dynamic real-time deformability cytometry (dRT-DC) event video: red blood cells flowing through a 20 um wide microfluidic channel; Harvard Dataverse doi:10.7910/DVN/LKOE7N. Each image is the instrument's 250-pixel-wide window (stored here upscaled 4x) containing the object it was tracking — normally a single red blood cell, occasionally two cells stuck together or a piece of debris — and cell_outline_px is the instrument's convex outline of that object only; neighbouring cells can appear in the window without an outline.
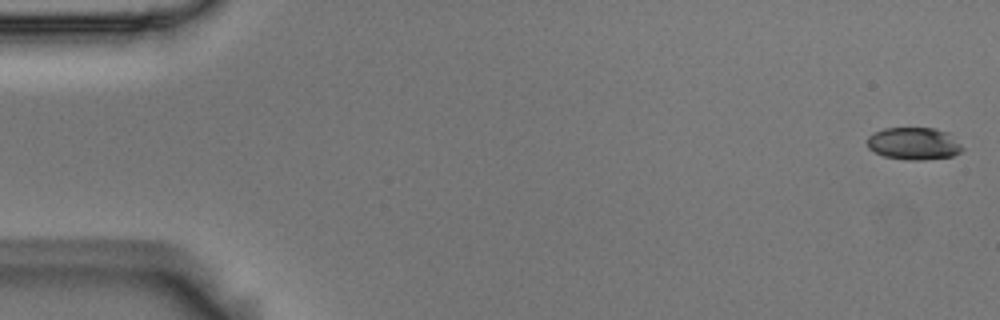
{"species": "Egyptian fruit bat (a non-hibernating species)", "species_latin": "Rousettus aegyptiacus", "temperature_condition": "room temperature", "stored_images_in_passage": 8, "camera_frame_rate_fps": 3000, "um_per_image_px": 0.085, "animal": {"sex": "male"}, "frame": {"image": 1, "passage_image": 1, "time_ms": 0.0, "image_size_px": [1000, 320], "cell_outline_px": [[964, 148], [960, 152], [952, 156], [924, 160], [908, 160], [884, 156], [868, 148], [868, 136], [884, 128], [936, 128], [948, 132]], "centroid_in_image_um": [77.69, 12.2], "position_along_channel_um": 7.3, "area_um2": 17.86}}